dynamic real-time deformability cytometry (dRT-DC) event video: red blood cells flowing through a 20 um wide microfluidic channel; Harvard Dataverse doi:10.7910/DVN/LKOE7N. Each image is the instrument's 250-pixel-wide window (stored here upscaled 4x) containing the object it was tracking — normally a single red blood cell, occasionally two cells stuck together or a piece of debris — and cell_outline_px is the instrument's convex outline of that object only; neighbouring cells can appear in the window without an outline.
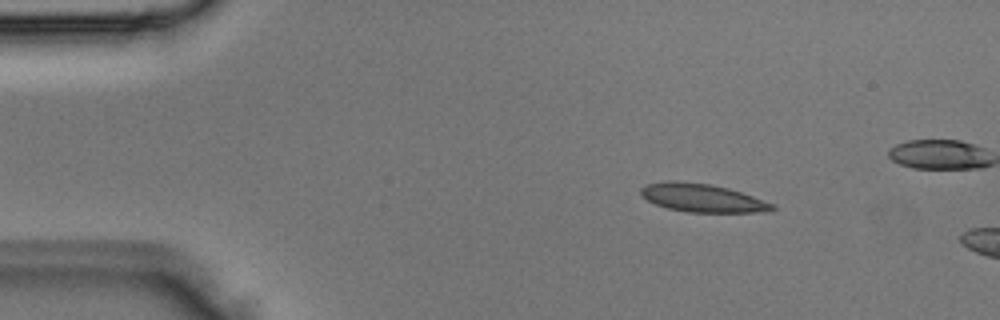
{"species": "Egyptian fruit bat (a non-hibernating species)", "species_latin": "Rousettus aegyptiacus", "temperature_condition": "room temperature", "stored_images_in_passage": 3, "camera_frame_rate_fps": 3000, "um_per_image_px": 0.085, "animal": {"sex": "male"}, "frame": {"image": 1, "passage_image": 1, "time_ms": 0.0, "image_size_px": [1000, 320], "cell_outline_px": [[776, 208], [772, 212], [688, 212], [668, 208], [656, 204], [640, 196], [640, 188], [648, 184], [664, 180], [676, 180], [712, 184], [728, 188], [776, 204]], "centroid_in_image_um": [59.71, 16.81], "position_along_channel_um": 25.3, "area_um2": 21.85}}